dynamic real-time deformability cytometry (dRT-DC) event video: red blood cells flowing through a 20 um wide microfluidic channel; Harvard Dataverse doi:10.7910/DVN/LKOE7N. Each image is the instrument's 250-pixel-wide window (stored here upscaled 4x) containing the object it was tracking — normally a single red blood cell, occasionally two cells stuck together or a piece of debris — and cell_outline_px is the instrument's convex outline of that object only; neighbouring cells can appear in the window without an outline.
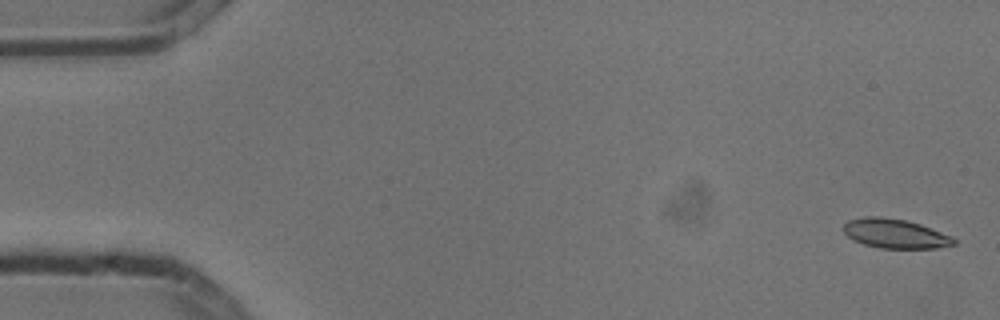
{"species": "common noctule bat (a hibernating species)", "species_latin": "Nyctalus noctula", "temperature_condition": "cold", "stored_images_in_passage": 6, "segment_of_instrument_passage": [1, 2], "camera_frame_rate_fps": 3000, "um_per_image_px": 0.085, "animal": {"sex": "male", "body_mass_g": 13.3}, "frame": {"image": 1, "passage_image": 1, "time_ms": 0.0, "image_size_px": [1000, 320], "cell_outline_px": [[956, 244], [936, 248], [880, 248], [864, 244], [852, 240], [844, 232], [844, 224], [848, 220], [864, 216], [880, 216], [904, 220], [920, 224], [952, 236], [956, 240]], "centroid_in_image_um": [76.07, 19.85], "position_along_channel_um": 8.9, "area_um2": 18.84}}
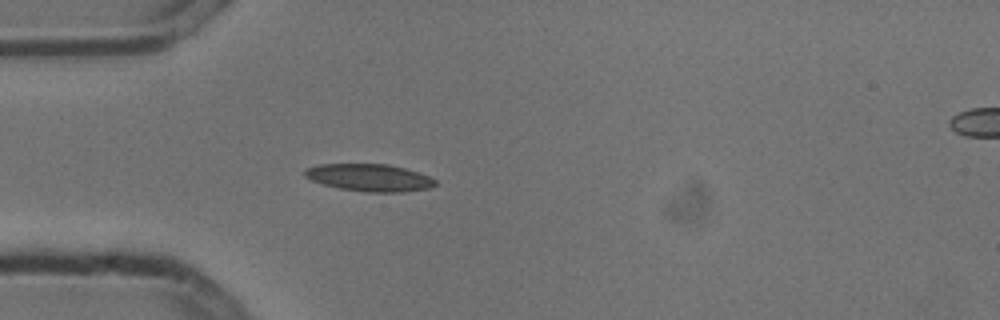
{"frame": {"image": 2, "passage_image": 5, "time_ms": 1.333, "image_size_px": [1000, 320], "cell_outline_px": [[436, 184], [428, 188], [404, 192], [364, 192], [340, 188], [324, 184], [312, 180], [304, 176], [304, 168], [320, 164], [388, 164], [404, 168], [428, 176], [436, 180]], "centroid_in_image_um": [31.38, 15.09], "position_along_channel_um": 53.6, "area_um2": 20.63}}